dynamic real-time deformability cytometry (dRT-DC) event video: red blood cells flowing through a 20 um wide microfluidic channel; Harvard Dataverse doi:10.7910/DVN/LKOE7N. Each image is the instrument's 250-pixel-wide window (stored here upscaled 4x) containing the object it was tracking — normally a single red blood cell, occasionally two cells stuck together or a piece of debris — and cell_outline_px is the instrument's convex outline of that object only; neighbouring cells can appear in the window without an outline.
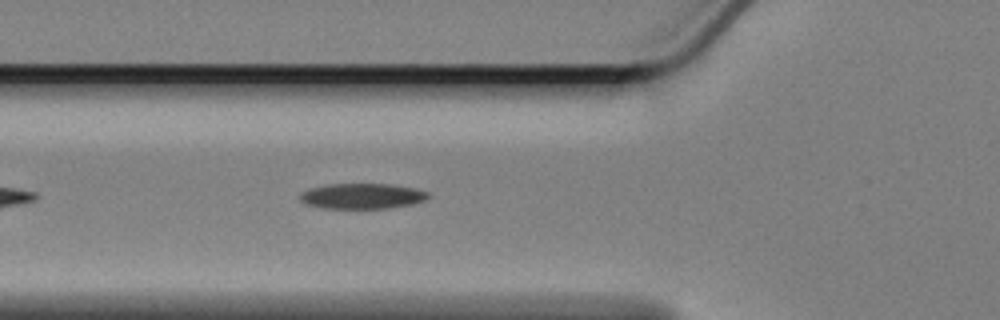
{"species": "Egyptian fruit bat (a non-hibernating species)", "species_latin": "Rousettus aegyptiacus", "temperature_condition": "cold", "stored_images_in_passage": 26, "camera_frame_rate_fps": 3000, "um_per_image_px": 0.085, "animal": {"sex": "female"}, "frame": {"image": 1, "passage_image": 7, "time_ms": 2.0, "image_size_px": [1000, 320], "cell_outline_px": [[432, 196], [424, 200], [412, 204], [388, 208], [324, 208], [308, 204], [300, 200], [300, 192], [308, 188], [324, 184], [392, 184], [416, 188], [428, 192]], "centroid_in_image_um": [30.79, 16.65], "position_along_channel_um": 95.0, "area_um2": 19.13}}
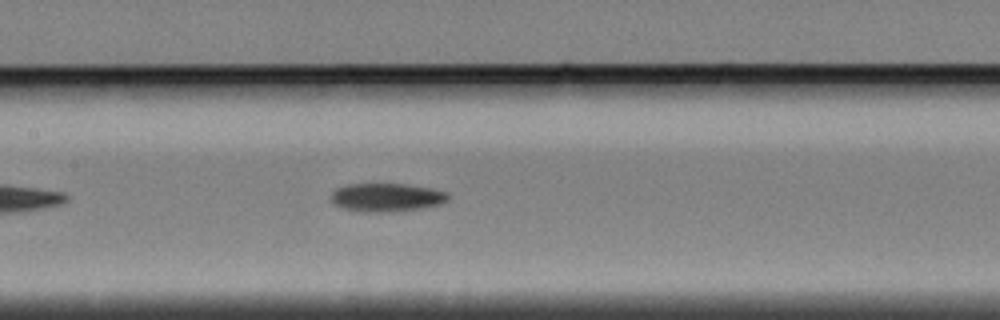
{"frame": {"image": 2, "passage_image": 14, "time_ms": 4.333, "image_size_px": [1000, 320], "cell_outline_px": [[448, 196], [444, 200], [436, 204], [420, 208], [388, 212], [360, 212], [344, 208], [332, 204], [332, 192], [336, 188], [348, 184], [408, 184], [432, 188], [448, 192]], "centroid_in_image_um": [32.8, 16.77], "position_along_channel_um": 174.6, "area_um2": 19.19}}
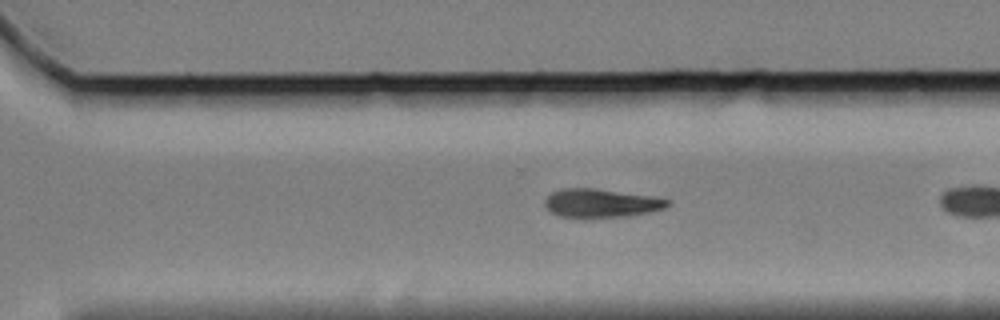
{"frame": {"image": 3, "passage_image": 24, "time_ms": 7.667, "image_size_px": [1000, 320], "cell_outline_px": [[672, 204], [664, 208], [648, 212], [628, 216], [560, 216], [552, 212], [544, 204], [544, 200], [552, 192], [560, 188], [596, 188], [652, 196], [672, 200]], "centroid_in_image_um": [51.13, 17.23], "position_along_channel_um": 319.5, "area_um2": 20.11}}